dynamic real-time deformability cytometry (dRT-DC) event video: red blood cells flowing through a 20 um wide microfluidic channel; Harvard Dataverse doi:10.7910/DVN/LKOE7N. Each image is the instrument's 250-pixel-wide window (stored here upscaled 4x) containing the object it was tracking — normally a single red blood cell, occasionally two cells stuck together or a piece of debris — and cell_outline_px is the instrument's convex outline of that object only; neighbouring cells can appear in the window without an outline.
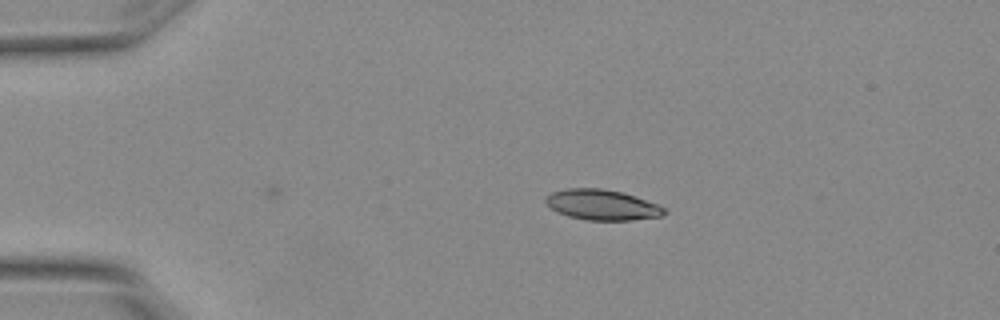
{"species": "Egyptian fruit bat (a non-hibernating species)", "species_latin": "Rousettus aegyptiacus", "temperature_condition": "warm", "stored_images_in_passage": 6, "camera_frame_rate_fps": 3000, "um_per_image_px": 0.085, "animal": {"sex": "female"}, "frame": {"image": 1, "passage_image": 6, "time_ms": 1.667, "image_size_px": [1000, 320], "cell_outline_px": [[668, 212], [664, 216], [632, 220], [588, 220], [568, 216], [556, 212], [544, 204], [544, 196], [552, 192], [568, 188], [600, 188], [620, 192], [660, 204]], "centroid_in_image_um": [51.15, 17.42], "position_along_channel_um": 33.8, "area_um2": 21.27}}